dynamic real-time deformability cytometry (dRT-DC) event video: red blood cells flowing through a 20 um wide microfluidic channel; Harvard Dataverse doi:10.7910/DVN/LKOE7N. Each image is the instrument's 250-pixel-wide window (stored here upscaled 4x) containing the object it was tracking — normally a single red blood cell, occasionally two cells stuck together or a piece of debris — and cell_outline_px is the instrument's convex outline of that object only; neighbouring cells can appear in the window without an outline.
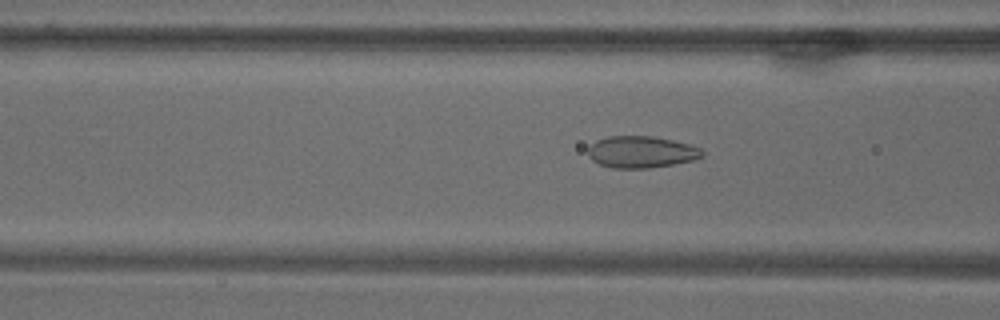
{"species": "common noctule bat (a hibernating species)", "species_latin": "Nyctalus noctula", "temperature_condition": "warm", "stored_images_in_passage": 71, "camera_frame_rate_fps": 3000, "um_per_image_px": 0.085, "animal": {"sex": "male", "body_mass_g": 18.8}, "frame": {"image": 1, "passage_image": 29, "time_ms": 9.333, "image_size_px": [1000, 320], "cell_outline_px": [[704, 156], [692, 160], [672, 164], [648, 168], [612, 168], [600, 164], [592, 160], [588, 156], [588, 148], [596, 140], [608, 136], [652, 136], [672, 140], [688, 144], [700, 148], [704, 152]], "centroid_in_image_um": [54.49, 12.91], "position_along_channel_um": 112.1, "area_um2": 21.04}}
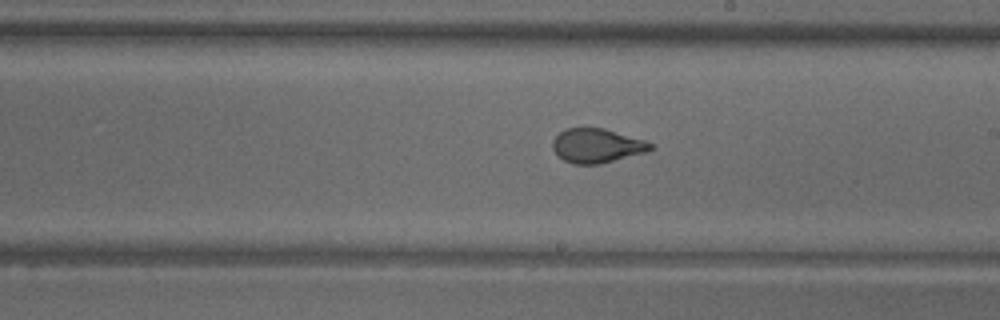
{"frame": {"image": 2, "passage_image": 42, "time_ms": 13.667, "image_size_px": [1000, 320], "cell_outline_px": [[652, 148], [648, 152], [600, 164], [572, 164], [564, 160], [552, 148], [552, 140], [564, 128], [604, 128], [644, 140], [652, 144]], "centroid_in_image_um": [50.73, 12.38], "position_along_channel_um": 238.3, "area_um2": 19.48}}
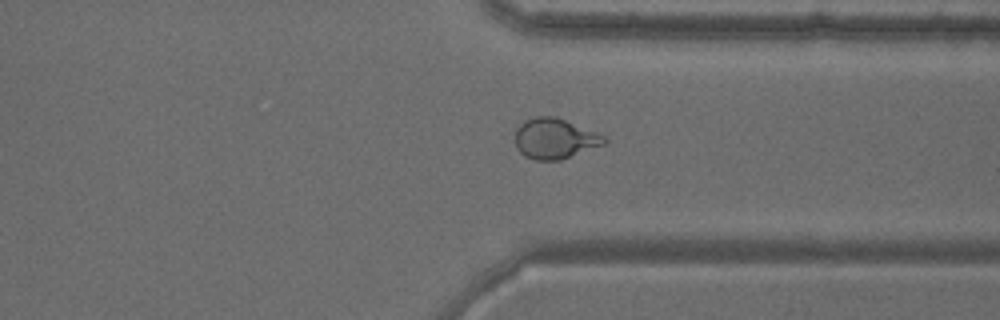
{"frame": {"image": 3, "passage_image": 55, "time_ms": 18.0, "image_size_px": [1000, 320], "cell_outline_px": [[608, 140], [604, 144], [560, 160], [536, 160], [524, 156], [516, 148], [516, 128], [524, 120], [536, 116], [556, 116], [596, 132], [604, 136]], "centroid_in_image_um": [47.13, 11.77], "position_along_channel_um": 364.3, "area_um2": 20.92}}